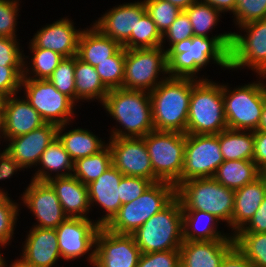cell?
I'll return each instance as SVG.
<instances>
[{
	"instance_id": "cell-1",
	"label": "cell",
	"mask_w": 266,
	"mask_h": 267,
	"mask_svg": "<svg viewBox=\"0 0 266 267\" xmlns=\"http://www.w3.org/2000/svg\"><path fill=\"white\" fill-rule=\"evenodd\" d=\"M232 38H206L193 36L166 48L168 76L188 77L199 80L198 72L211 62L230 70Z\"/></svg>"
},
{
	"instance_id": "cell-2",
	"label": "cell",
	"mask_w": 266,
	"mask_h": 267,
	"mask_svg": "<svg viewBox=\"0 0 266 267\" xmlns=\"http://www.w3.org/2000/svg\"><path fill=\"white\" fill-rule=\"evenodd\" d=\"M102 107L120 124L119 128L113 126L109 138L144 137L155 130L150 94L147 91L110 89Z\"/></svg>"
},
{
	"instance_id": "cell-3",
	"label": "cell",
	"mask_w": 266,
	"mask_h": 267,
	"mask_svg": "<svg viewBox=\"0 0 266 267\" xmlns=\"http://www.w3.org/2000/svg\"><path fill=\"white\" fill-rule=\"evenodd\" d=\"M198 81L194 78L168 76L149 92L155 130L186 134L192 87Z\"/></svg>"
},
{
	"instance_id": "cell-4",
	"label": "cell",
	"mask_w": 266,
	"mask_h": 267,
	"mask_svg": "<svg viewBox=\"0 0 266 267\" xmlns=\"http://www.w3.org/2000/svg\"><path fill=\"white\" fill-rule=\"evenodd\" d=\"M176 197L182 210H199L210 213L231 227L235 190L212 178H195L176 187Z\"/></svg>"
},
{
	"instance_id": "cell-5",
	"label": "cell",
	"mask_w": 266,
	"mask_h": 267,
	"mask_svg": "<svg viewBox=\"0 0 266 267\" xmlns=\"http://www.w3.org/2000/svg\"><path fill=\"white\" fill-rule=\"evenodd\" d=\"M182 226V205L175 197L131 235L141 253L169 251L180 249L183 243Z\"/></svg>"
},
{
	"instance_id": "cell-6",
	"label": "cell",
	"mask_w": 266,
	"mask_h": 267,
	"mask_svg": "<svg viewBox=\"0 0 266 267\" xmlns=\"http://www.w3.org/2000/svg\"><path fill=\"white\" fill-rule=\"evenodd\" d=\"M199 80L190 98L186 134H219L227 129L222 84Z\"/></svg>"
},
{
	"instance_id": "cell-7",
	"label": "cell",
	"mask_w": 266,
	"mask_h": 267,
	"mask_svg": "<svg viewBox=\"0 0 266 267\" xmlns=\"http://www.w3.org/2000/svg\"><path fill=\"white\" fill-rule=\"evenodd\" d=\"M175 197L174 184L164 181L152 183L137 199L121 205L118 213L104 227L116 234L131 235Z\"/></svg>"
},
{
	"instance_id": "cell-8",
	"label": "cell",
	"mask_w": 266,
	"mask_h": 267,
	"mask_svg": "<svg viewBox=\"0 0 266 267\" xmlns=\"http://www.w3.org/2000/svg\"><path fill=\"white\" fill-rule=\"evenodd\" d=\"M259 79L238 88L234 87L233 90L228 83L222 84L227 128L251 131L258 129L266 100V83L263 81L266 76H259Z\"/></svg>"
},
{
	"instance_id": "cell-9",
	"label": "cell",
	"mask_w": 266,
	"mask_h": 267,
	"mask_svg": "<svg viewBox=\"0 0 266 267\" xmlns=\"http://www.w3.org/2000/svg\"><path fill=\"white\" fill-rule=\"evenodd\" d=\"M154 172V183L164 181L177 187L181 183L186 134L153 130L142 137Z\"/></svg>"
},
{
	"instance_id": "cell-10",
	"label": "cell",
	"mask_w": 266,
	"mask_h": 267,
	"mask_svg": "<svg viewBox=\"0 0 266 267\" xmlns=\"http://www.w3.org/2000/svg\"><path fill=\"white\" fill-rule=\"evenodd\" d=\"M167 75L168 63L164 47L125 49L124 89L151 92Z\"/></svg>"
},
{
	"instance_id": "cell-11",
	"label": "cell",
	"mask_w": 266,
	"mask_h": 267,
	"mask_svg": "<svg viewBox=\"0 0 266 267\" xmlns=\"http://www.w3.org/2000/svg\"><path fill=\"white\" fill-rule=\"evenodd\" d=\"M22 87L25 99L45 123L56 126L72 123L75 103L58 91L48 79L22 78L21 90Z\"/></svg>"
},
{
	"instance_id": "cell-12",
	"label": "cell",
	"mask_w": 266,
	"mask_h": 267,
	"mask_svg": "<svg viewBox=\"0 0 266 267\" xmlns=\"http://www.w3.org/2000/svg\"><path fill=\"white\" fill-rule=\"evenodd\" d=\"M238 28L241 32L245 30V34L232 32L230 70L247 67L259 76H266V19L251 21Z\"/></svg>"
},
{
	"instance_id": "cell-13",
	"label": "cell",
	"mask_w": 266,
	"mask_h": 267,
	"mask_svg": "<svg viewBox=\"0 0 266 267\" xmlns=\"http://www.w3.org/2000/svg\"><path fill=\"white\" fill-rule=\"evenodd\" d=\"M223 162L219 134H186L181 182L212 178Z\"/></svg>"
},
{
	"instance_id": "cell-14",
	"label": "cell",
	"mask_w": 266,
	"mask_h": 267,
	"mask_svg": "<svg viewBox=\"0 0 266 267\" xmlns=\"http://www.w3.org/2000/svg\"><path fill=\"white\" fill-rule=\"evenodd\" d=\"M100 226L96 220L68 217L57 228V241L61 258L74 261L88 254L87 261L93 266L95 240Z\"/></svg>"
},
{
	"instance_id": "cell-15",
	"label": "cell",
	"mask_w": 266,
	"mask_h": 267,
	"mask_svg": "<svg viewBox=\"0 0 266 267\" xmlns=\"http://www.w3.org/2000/svg\"><path fill=\"white\" fill-rule=\"evenodd\" d=\"M94 267H137L141 251L134 237L100 227L95 240Z\"/></svg>"
},
{
	"instance_id": "cell-16",
	"label": "cell",
	"mask_w": 266,
	"mask_h": 267,
	"mask_svg": "<svg viewBox=\"0 0 266 267\" xmlns=\"http://www.w3.org/2000/svg\"><path fill=\"white\" fill-rule=\"evenodd\" d=\"M28 185L21 194V203L35 216L37 222L33 227L56 229L68 216L64 213L55 190L43 181L31 179Z\"/></svg>"
},
{
	"instance_id": "cell-17",
	"label": "cell",
	"mask_w": 266,
	"mask_h": 267,
	"mask_svg": "<svg viewBox=\"0 0 266 267\" xmlns=\"http://www.w3.org/2000/svg\"><path fill=\"white\" fill-rule=\"evenodd\" d=\"M108 146L112 152V165L119 172L125 176L142 177L154 183L153 168L142 137L110 138Z\"/></svg>"
},
{
	"instance_id": "cell-18",
	"label": "cell",
	"mask_w": 266,
	"mask_h": 267,
	"mask_svg": "<svg viewBox=\"0 0 266 267\" xmlns=\"http://www.w3.org/2000/svg\"><path fill=\"white\" fill-rule=\"evenodd\" d=\"M57 129L58 126L45 123L25 135L7 140L9 143L4 150L24 169L35 167L47 146L57 138Z\"/></svg>"
},
{
	"instance_id": "cell-19",
	"label": "cell",
	"mask_w": 266,
	"mask_h": 267,
	"mask_svg": "<svg viewBox=\"0 0 266 267\" xmlns=\"http://www.w3.org/2000/svg\"><path fill=\"white\" fill-rule=\"evenodd\" d=\"M83 29H76L69 18H60L47 24L34 34L29 48H44L63 57L77 56L78 42Z\"/></svg>"
},
{
	"instance_id": "cell-20",
	"label": "cell",
	"mask_w": 266,
	"mask_h": 267,
	"mask_svg": "<svg viewBox=\"0 0 266 267\" xmlns=\"http://www.w3.org/2000/svg\"><path fill=\"white\" fill-rule=\"evenodd\" d=\"M145 12L144 1L123 3L109 9L93 25L122 46L130 38L131 32H135L137 20Z\"/></svg>"
},
{
	"instance_id": "cell-21",
	"label": "cell",
	"mask_w": 266,
	"mask_h": 267,
	"mask_svg": "<svg viewBox=\"0 0 266 267\" xmlns=\"http://www.w3.org/2000/svg\"><path fill=\"white\" fill-rule=\"evenodd\" d=\"M122 177L123 174L112 165L100 177L87 185L90 208L97 204L101 210L104 209L103 212H106L96 220L100 227L106 226L122 205L119 187Z\"/></svg>"
},
{
	"instance_id": "cell-22",
	"label": "cell",
	"mask_w": 266,
	"mask_h": 267,
	"mask_svg": "<svg viewBox=\"0 0 266 267\" xmlns=\"http://www.w3.org/2000/svg\"><path fill=\"white\" fill-rule=\"evenodd\" d=\"M45 122L40 114L23 96L17 94L5 97L2 111V136L5 141L25 135L40 128Z\"/></svg>"
},
{
	"instance_id": "cell-23",
	"label": "cell",
	"mask_w": 266,
	"mask_h": 267,
	"mask_svg": "<svg viewBox=\"0 0 266 267\" xmlns=\"http://www.w3.org/2000/svg\"><path fill=\"white\" fill-rule=\"evenodd\" d=\"M20 258L31 267H55L61 258L56 229L32 227Z\"/></svg>"
},
{
	"instance_id": "cell-24",
	"label": "cell",
	"mask_w": 266,
	"mask_h": 267,
	"mask_svg": "<svg viewBox=\"0 0 266 267\" xmlns=\"http://www.w3.org/2000/svg\"><path fill=\"white\" fill-rule=\"evenodd\" d=\"M235 246V240L183 241L181 267H220L222 259Z\"/></svg>"
},
{
	"instance_id": "cell-25",
	"label": "cell",
	"mask_w": 266,
	"mask_h": 267,
	"mask_svg": "<svg viewBox=\"0 0 266 267\" xmlns=\"http://www.w3.org/2000/svg\"><path fill=\"white\" fill-rule=\"evenodd\" d=\"M47 182L55 190L63 211L68 217L89 219L87 214L90 209L92 211V208H90L87 185L73 175L52 178Z\"/></svg>"
},
{
	"instance_id": "cell-26",
	"label": "cell",
	"mask_w": 266,
	"mask_h": 267,
	"mask_svg": "<svg viewBox=\"0 0 266 267\" xmlns=\"http://www.w3.org/2000/svg\"><path fill=\"white\" fill-rule=\"evenodd\" d=\"M266 195V182L260 176L235 190L231 219L232 235L236 234L255 214Z\"/></svg>"
},
{
	"instance_id": "cell-27",
	"label": "cell",
	"mask_w": 266,
	"mask_h": 267,
	"mask_svg": "<svg viewBox=\"0 0 266 267\" xmlns=\"http://www.w3.org/2000/svg\"><path fill=\"white\" fill-rule=\"evenodd\" d=\"M182 214L183 241L234 240L232 233L217 230L221 221L214 215L199 210H182Z\"/></svg>"
},
{
	"instance_id": "cell-28",
	"label": "cell",
	"mask_w": 266,
	"mask_h": 267,
	"mask_svg": "<svg viewBox=\"0 0 266 267\" xmlns=\"http://www.w3.org/2000/svg\"><path fill=\"white\" fill-rule=\"evenodd\" d=\"M91 26L83 29L81 32L78 42L77 57L83 62L95 67L99 63L108 60V58L113 56L122 46L117 41L105 36L94 25Z\"/></svg>"
},
{
	"instance_id": "cell-29",
	"label": "cell",
	"mask_w": 266,
	"mask_h": 267,
	"mask_svg": "<svg viewBox=\"0 0 266 267\" xmlns=\"http://www.w3.org/2000/svg\"><path fill=\"white\" fill-rule=\"evenodd\" d=\"M37 165L41 166L37 168L31 179L43 182L56 177L70 176L74 169V161L58 137L47 146Z\"/></svg>"
},
{
	"instance_id": "cell-30",
	"label": "cell",
	"mask_w": 266,
	"mask_h": 267,
	"mask_svg": "<svg viewBox=\"0 0 266 267\" xmlns=\"http://www.w3.org/2000/svg\"><path fill=\"white\" fill-rule=\"evenodd\" d=\"M68 125L70 123L58 126L57 137L74 162L80 158L94 155L108 145L88 129L78 127L65 132Z\"/></svg>"
},
{
	"instance_id": "cell-31",
	"label": "cell",
	"mask_w": 266,
	"mask_h": 267,
	"mask_svg": "<svg viewBox=\"0 0 266 267\" xmlns=\"http://www.w3.org/2000/svg\"><path fill=\"white\" fill-rule=\"evenodd\" d=\"M74 78L76 103L79 100L89 102L90 100L95 101V99L101 104L103 103L106 95L109 93V89L101 81L95 67L83 62L77 56H75Z\"/></svg>"
},
{
	"instance_id": "cell-32",
	"label": "cell",
	"mask_w": 266,
	"mask_h": 267,
	"mask_svg": "<svg viewBox=\"0 0 266 267\" xmlns=\"http://www.w3.org/2000/svg\"><path fill=\"white\" fill-rule=\"evenodd\" d=\"M219 144L224 161L253 160L254 131L227 128L219 133Z\"/></svg>"
},
{
	"instance_id": "cell-33",
	"label": "cell",
	"mask_w": 266,
	"mask_h": 267,
	"mask_svg": "<svg viewBox=\"0 0 266 267\" xmlns=\"http://www.w3.org/2000/svg\"><path fill=\"white\" fill-rule=\"evenodd\" d=\"M260 173L253 160L224 161L213 178L223 186L236 190L259 178Z\"/></svg>"
},
{
	"instance_id": "cell-34",
	"label": "cell",
	"mask_w": 266,
	"mask_h": 267,
	"mask_svg": "<svg viewBox=\"0 0 266 267\" xmlns=\"http://www.w3.org/2000/svg\"><path fill=\"white\" fill-rule=\"evenodd\" d=\"M185 12L187 13L190 22L192 24L194 36L206 37V38H232V32H225L216 34L215 36L209 33L220 21L221 12L210 4L202 1H197L188 7ZM220 17V18H219Z\"/></svg>"
},
{
	"instance_id": "cell-35",
	"label": "cell",
	"mask_w": 266,
	"mask_h": 267,
	"mask_svg": "<svg viewBox=\"0 0 266 267\" xmlns=\"http://www.w3.org/2000/svg\"><path fill=\"white\" fill-rule=\"evenodd\" d=\"M29 50L32 53L31 61H27L29 56H24V72L22 78L48 79L64 58L59 53L50 49L29 48Z\"/></svg>"
},
{
	"instance_id": "cell-36",
	"label": "cell",
	"mask_w": 266,
	"mask_h": 267,
	"mask_svg": "<svg viewBox=\"0 0 266 267\" xmlns=\"http://www.w3.org/2000/svg\"><path fill=\"white\" fill-rule=\"evenodd\" d=\"M111 166L112 152L107 145L103 150L94 155L76 160L72 175L83 184L88 185L100 177Z\"/></svg>"
},
{
	"instance_id": "cell-37",
	"label": "cell",
	"mask_w": 266,
	"mask_h": 267,
	"mask_svg": "<svg viewBox=\"0 0 266 267\" xmlns=\"http://www.w3.org/2000/svg\"><path fill=\"white\" fill-rule=\"evenodd\" d=\"M125 49L156 48L162 46V34L149 14L145 12L139 20L135 32L122 45Z\"/></svg>"
},
{
	"instance_id": "cell-38",
	"label": "cell",
	"mask_w": 266,
	"mask_h": 267,
	"mask_svg": "<svg viewBox=\"0 0 266 267\" xmlns=\"http://www.w3.org/2000/svg\"><path fill=\"white\" fill-rule=\"evenodd\" d=\"M233 237L237 249L254 267H266V232L236 233Z\"/></svg>"
},
{
	"instance_id": "cell-39",
	"label": "cell",
	"mask_w": 266,
	"mask_h": 267,
	"mask_svg": "<svg viewBox=\"0 0 266 267\" xmlns=\"http://www.w3.org/2000/svg\"><path fill=\"white\" fill-rule=\"evenodd\" d=\"M103 84L110 90L123 88L125 48L122 46L113 56L95 66Z\"/></svg>"
},
{
	"instance_id": "cell-40",
	"label": "cell",
	"mask_w": 266,
	"mask_h": 267,
	"mask_svg": "<svg viewBox=\"0 0 266 267\" xmlns=\"http://www.w3.org/2000/svg\"><path fill=\"white\" fill-rule=\"evenodd\" d=\"M74 71L75 56L64 57L48 80L58 91L68 96L76 104Z\"/></svg>"
},
{
	"instance_id": "cell-41",
	"label": "cell",
	"mask_w": 266,
	"mask_h": 267,
	"mask_svg": "<svg viewBox=\"0 0 266 267\" xmlns=\"http://www.w3.org/2000/svg\"><path fill=\"white\" fill-rule=\"evenodd\" d=\"M146 12L154 21L160 33L164 32L171 26L181 10L165 0H143Z\"/></svg>"
},
{
	"instance_id": "cell-42",
	"label": "cell",
	"mask_w": 266,
	"mask_h": 267,
	"mask_svg": "<svg viewBox=\"0 0 266 267\" xmlns=\"http://www.w3.org/2000/svg\"><path fill=\"white\" fill-rule=\"evenodd\" d=\"M234 23L240 27L245 23L266 19V0H236Z\"/></svg>"
},
{
	"instance_id": "cell-43",
	"label": "cell",
	"mask_w": 266,
	"mask_h": 267,
	"mask_svg": "<svg viewBox=\"0 0 266 267\" xmlns=\"http://www.w3.org/2000/svg\"><path fill=\"white\" fill-rule=\"evenodd\" d=\"M20 204L14 202L11 198L0 208V244L3 248L11 245L14 230L19 216Z\"/></svg>"
},
{
	"instance_id": "cell-44",
	"label": "cell",
	"mask_w": 266,
	"mask_h": 267,
	"mask_svg": "<svg viewBox=\"0 0 266 267\" xmlns=\"http://www.w3.org/2000/svg\"><path fill=\"white\" fill-rule=\"evenodd\" d=\"M20 0H0V37L18 38L17 20ZM18 15V16H17Z\"/></svg>"
},
{
	"instance_id": "cell-45",
	"label": "cell",
	"mask_w": 266,
	"mask_h": 267,
	"mask_svg": "<svg viewBox=\"0 0 266 267\" xmlns=\"http://www.w3.org/2000/svg\"><path fill=\"white\" fill-rule=\"evenodd\" d=\"M194 36L192 24L185 11H181L175 21L162 35V47L166 40L169 42V48L182 40L189 39Z\"/></svg>"
},
{
	"instance_id": "cell-46",
	"label": "cell",
	"mask_w": 266,
	"mask_h": 267,
	"mask_svg": "<svg viewBox=\"0 0 266 267\" xmlns=\"http://www.w3.org/2000/svg\"><path fill=\"white\" fill-rule=\"evenodd\" d=\"M23 72L24 66L0 65V94L3 97H9L21 91Z\"/></svg>"
},
{
	"instance_id": "cell-47",
	"label": "cell",
	"mask_w": 266,
	"mask_h": 267,
	"mask_svg": "<svg viewBox=\"0 0 266 267\" xmlns=\"http://www.w3.org/2000/svg\"><path fill=\"white\" fill-rule=\"evenodd\" d=\"M137 267H181L179 249L141 253Z\"/></svg>"
},
{
	"instance_id": "cell-48",
	"label": "cell",
	"mask_w": 266,
	"mask_h": 267,
	"mask_svg": "<svg viewBox=\"0 0 266 267\" xmlns=\"http://www.w3.org/2000/svg\"><path fill=\"white\" fill-rule=\"evenodd\" d=\"M153 182L142 177L123 175L120 187V200L124 205L141 196Z\"/></svg>"
},
{
	"instance_id": "cell-49",
	"label": "cell",
	"mask_w": 266,
	"mask_h": 267,
	"mask_svg": "<svg viewBox=\"0 0 266 267\" xmlns=\"http://www.w3.org/2000/svg\"><path fill=\"white\" fill-rule=\"evenodd\" d=\"M17 38L0 37V65L24 66V53ZM22 50V51H21Z\"/></svg>"
},
{
	"instance_id": "cell-50",
	"label": "cell",
	"mask_w": 266,
	"mask_h": 267,
	"mask_svg": "<svg viewBox=\"0 0 266 267\" xmlns=\"http://www.w3.org/2000/svg\"><path fill=\"white\" fill-rule=\"evenodd\" d=\"M266 232V195L250 220L237 233H265Z\"/></svg>"
},
{
	"instance_id": "cell-51",
	"label": "cell",
	"mask_w": 266,
	"mask_h": 267,
	"mask_svg": "<svg viewBox=\"0 0 266 267\" xmlns=\"http://www.w3.org/2000/svg\"><path fill=\"white\" fill-rule=\"evenodd\" d=\"M253 161L261 170L266 166V131H254Z\"/></svg>"
},
{
	"instance_id": "cell-52",
	"label": "cell",
	"mask_w": 266,
	"mask_h": 267,
	"mask_svg": "<svg viewBox=\"0 0 266 267\" xmlns=\"http://www.w3.org/2000/svg\"><path fill=\"white\" fill-rule=\"evenodd\" d=\"M25 171L5 150L0 151V180L11 178L17 171ZM16 172V173H15Z\"/></svg>"
},
{
	"instance_id": "cell-53",
	"label": "cell",
	"mask_w": 266,
	"mask_h": 267,
	"mask_svg": "<svg viewBox=\"0 0 266 267\" xmlns=\"http://www.w3.org/2000/svg\"><path fill=\"white\" fill-rule=\"evenodd\" d=\"M220 267H254L253 264L234 246L222 259Z\"/></svg>"
},
{
	"instance_id": "cell-54",
	"label": "cell",
	"mask_w": 266,
	"mask_h": 267,
	"mask_svg": "<svg viewBox=\"0 0 266 267\" xmlns=\"http://www.w3.org/2000/svg\"><path fill=\"white\" fill-rule=\"evenodd\" d=\"M204 3L210 4L212 7L219 10L221 13L231 12L234 13L236 9V0H199Z\"/></svg>"
},
{
	"instance_id": "cell-55",
	"label": "cell",
	"mask_w": 266,
	"mask_h": 267,
	"mask_svg": "<svg viewBox=\"0 0 266 267\" xmlns=\"http://www.w3.org/2000/svg\"><path fill=\"white\" fill-rule=\"evenodd\" d=\"M179 8L181 11H185L188 7H190L193 3L199 0H165Z\"/></svg>"
},
{
	"instance_id": "cell-56",
	"label": "cell",
	"mask_w": 266,
	"mask_h": 267,
	"mask_svg": "<svg viewBox=\"0 0 266 267\" xmlns=\"http://www.w3.org/2000/svg\"><path fill=\"white\" fill-rule=\"evenodd\" d=\"M0 267H31V266L25 263L21 258H18L14 262H11L9 266L7 265L5 258H3Z\"/></svg>"
},
{
	"instance_id": "cell-57",
	"label": "cell",
	"mask_w": 266,
	"mask_h": 267,
	"mask_svg": "<svg viewBox=\"0 0 266 267\" xmlns=\"http://www.w3.org/2000/svg\"><path fill=\"white\" fill-rule=\"evenodd\" d=\"M255 131H266V100H265L263 108H262L260 124L258 126V129Z\"/></svg>"
},
{
	"instance_id": "cell-58",
	"label": "cell",
	"mask_w": 266,
	"mask_h": 267,
	"mask_svg": "<svg viewBox=\"0 0 266 267\" xmlns=\"http://www.w3.org/2000/svg\"><path fill=\"white\" fill-rule=\"evenodd\" d=\"M8 192L0 189V208L10 199Z\"/></svg>"
},
{
	"instance_id": "cell-59",
	"label": "cell",
	"mask_w": 266,
	"mask_h": 267,
	"mask_svg": "<svg viewBox=\"0 0 266 267\" xmlns=\"http://www.w3.org/2000/svg\"><path fill=\"white\" fill-rule=\"evenodd\" d=\"M260 176L263 178V180L266 182V166L261 169Z\"/></svg>"
},
{
	"instance_id": "cell-60",
	"label": "cell",
	"mask_w": 266,
	"mask_h": 267,
	"mask_svg": "<svg viewBox=\"0 0 266 267\" xmlns=\"http://www.w3.org/2000/svg\"><path fill=\"white\" fill-rule=\"evenodd\" d=\"M4 98L1 94H0V115H2V111H3V101Z\"/></svg>"
},
{
	"instance_id": "cell-61",
	"label": "cell",
	"mask_w": 266,
	"mask_h": 267,
	"mask_svg": "<svg viewBox=\"0 0 266 267\" xmlns=\"http://www.w3.org/2000/svg\"><path fill=\"white\" fill-rule=\"evenodd\" d=\"M2 115H0V139L2 140Z\"/></svg>"
},
{
	"instance_id": "cell-62",
	"label": "cell",
	"mask_w": 266,
	"mask_h": 267,
	"mask_svg": "<svg viewBox=\"0 0 266 267\" xmlns=\"http://www.w3.org/2000/svg\"><path fill=\"white\" fill-rule=\"evenodd\" d=\"M1 247H3L2 244H0V248H1ZM0 251H1V250H0ZM3 258H4V256H3V254L0 252V265H1V263H2Z\"/></svg>"
}]
</instances>
